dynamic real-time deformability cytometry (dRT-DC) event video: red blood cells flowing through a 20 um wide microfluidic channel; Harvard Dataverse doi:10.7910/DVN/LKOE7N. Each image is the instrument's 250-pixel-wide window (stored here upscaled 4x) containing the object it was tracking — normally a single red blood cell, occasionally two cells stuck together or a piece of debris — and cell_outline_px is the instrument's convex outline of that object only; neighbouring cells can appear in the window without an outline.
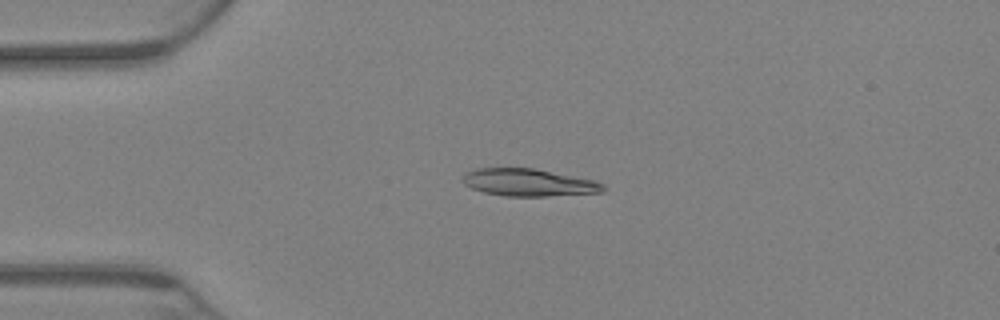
{"species": "Egyptian fruit bat (a non-hibernating species)", "species_latin": "Rousettus aegyptiacus", "temperature_condition": "warm", "stored_images_in_passage": 54, "camera_frame_rate_fps": 3000, "um_per_image_px": 0.085, "animal": {"sex": "female"}, "frame": {"image": 1, "passage_image": 1, "time_ms": 0.0, "image_size_px": [1000, 320], "cell_outline_px": [[608, 188], [604, 192], [548, 196], [504, 196], [484, 192], [472, 188], [464, 184], [464, 176], [468, 172], [476, 168], [532, 168], [596, 180], [604, 184]], "centroid_in_image_um": [45.01, 15.52], "position_along_channel_um": 40.0, "area_um2": 22.37}}
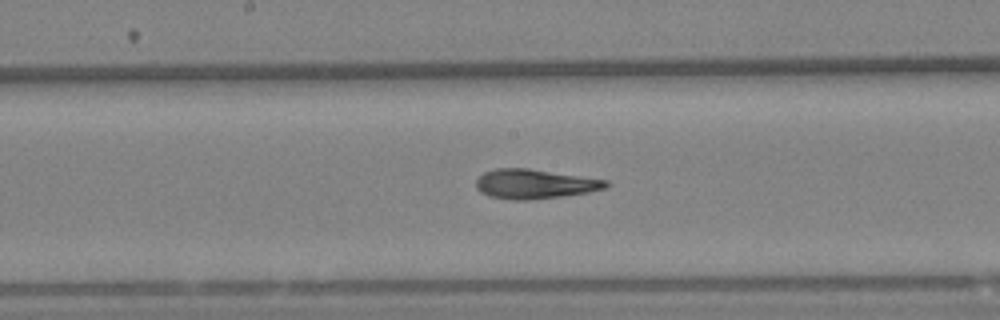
{"frame": {"image": 2, "passage_image": 21, "time_ms": 6.667, "image_size_px": [1000, 320], "cell_outline_px": [[612, 184], [608, 188], [588, 192], [564, 196], [528, 200], [516, 200], [492, 196], [480, 192], [476, 188], [476, 180], [484, 172], [496, 168], [528, 168], [608, 180]], "centroid_in_image_um": [45.49, 15.63], "position_along_channel_um": 202.7, "area_um2": 22.37}}
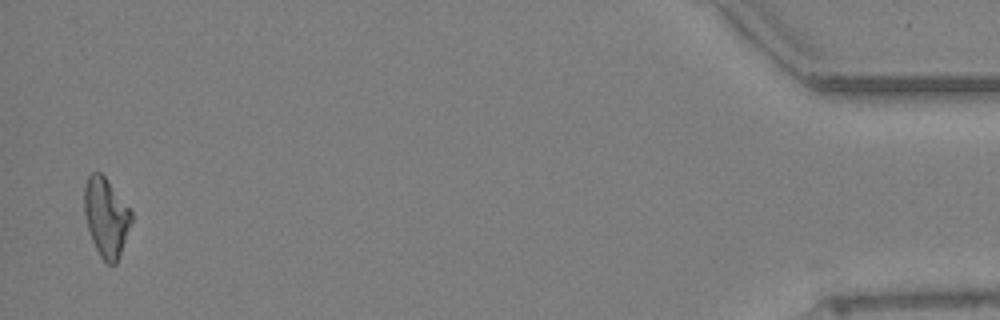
{"frame": {"image": 3, "passage_image": 53, "time_ms": 17.333, "image_size_px": [1000, 320], "cell_outline_px": [[132, 220], [116, 264], [108, 264], [100, 256], [92, 240], [88, 228], [84, 212], [84, 188], [88, 176], [92, 172], [100, 172], [104, 176], [132, 212]], "centroid_in_image_um": [9.0, 18.45], "position_along_channel_um": 426.2, "area_um2": 21.21}, "authors_computed_cell_mechanics": {"area_um2": 22.0796, "velocity_mm_per_s": 2.9062, "shape_relaxation_time_tau1_ms": null, "shape_relaxation_time_tau2_ms": 3.5836, "deformation_change_tau1": null, "deformation_change_tau2": 0.1111}}